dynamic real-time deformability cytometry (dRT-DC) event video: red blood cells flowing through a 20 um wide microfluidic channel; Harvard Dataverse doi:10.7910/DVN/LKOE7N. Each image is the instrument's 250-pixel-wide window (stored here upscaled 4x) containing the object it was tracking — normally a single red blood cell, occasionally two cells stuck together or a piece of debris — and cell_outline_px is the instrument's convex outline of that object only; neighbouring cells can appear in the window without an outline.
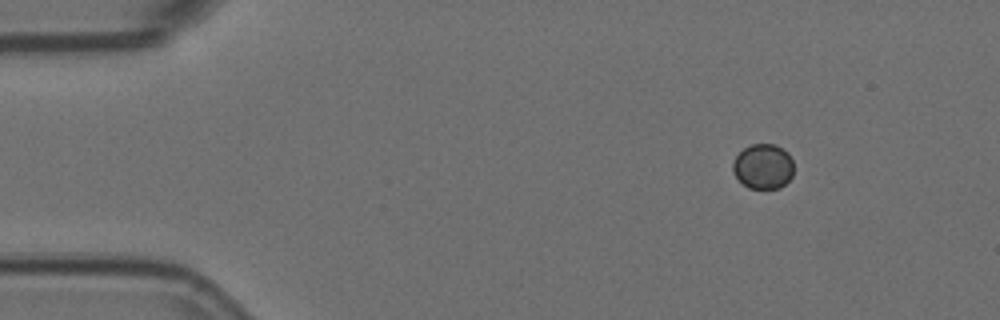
{"species": "Egyptian fruit bat (a non-hibernating species)", "species_latin": "Rousettus aegyptiacus", "temperature_condition": "room temperature", "stored_images_in_passage": 12, "camera_frame_rate_fps": 3000, "um_per_image_px": 0.085, "animal": {"sex": "female"}, "frame": {"image": 1, "passage_image": 1, "time_ms": 0.0, "image_size_px": [1000, 320], "cell_outline_px": [[792, 176], [780, 188], [748, 188], [732, 172], [732, 164], [736, 156], [744, 148], [752, 144], [776, 144], [788, 152], [792, 160]], "centroid_in_image_um": [64.86, 14.13], "position_along_channel_um": 20.1, "area_um2": 15.9}}
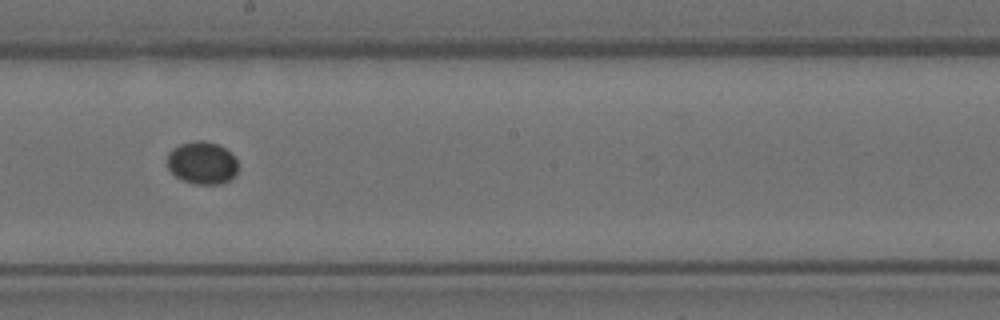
{"frame": {"image": 2, "passage_image": 7, "time_ms": 2.0, "image_size_px": [1000, 320], "cell_outline_px": [[236, 176], [220, 184], [192, 184], [180, 180], [168, 168], [168, 152], [172, 148], [180, 144], [196, 140], [204, 140], [216, 144], [232, 152], [236, 160]], "centroid_in_image_um": [17.17, 13.85], "position_along_channel_um": 231.0, "area_um2": 17.69}}
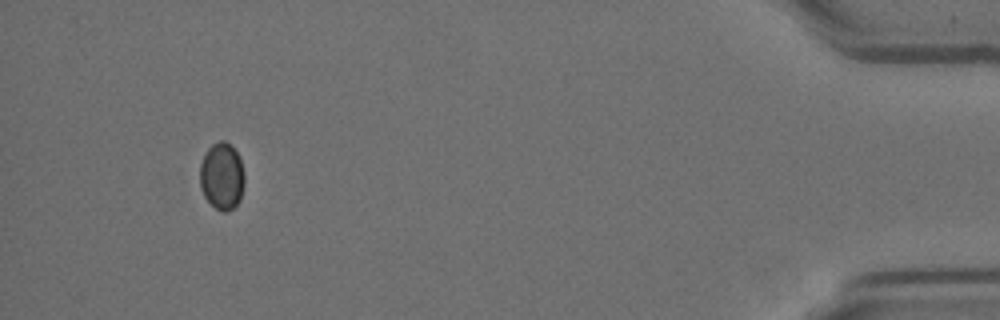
{"frame": {"image": 3, "passage_image": 12, "time_ms": 3.667, "image_size_px": [1000, 320], "cell_outline_px": [[244, 184], [240, 200], [228, 212], [224, 212], [216, 208], [204, 196], [200, 188], [200, 164], [208, 148], [212, 144], [220, 140], [224, 140], [236, 152], [240, 160], [244, 172]], "centroid_in_image_um": [18.85, 14.98], "position_along_channel_um": 416.3, "area_um2": 17.28}}